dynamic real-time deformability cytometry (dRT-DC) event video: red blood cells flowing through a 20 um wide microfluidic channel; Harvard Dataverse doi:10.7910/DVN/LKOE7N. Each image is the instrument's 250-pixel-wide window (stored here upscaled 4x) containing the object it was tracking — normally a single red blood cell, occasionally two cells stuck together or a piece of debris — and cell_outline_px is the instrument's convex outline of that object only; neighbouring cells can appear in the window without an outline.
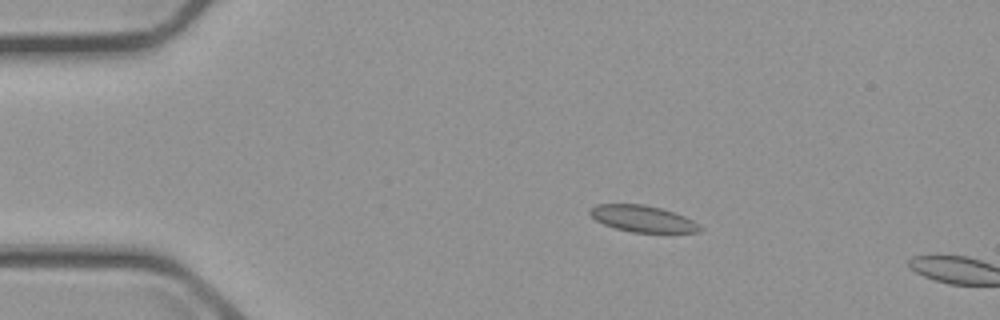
{"species": "common noctule bat (a hibernating species)", "species_latin": "Nyctalus noctula", "temperature_condition": "cold", "stored_images_in_passage": 3, "camera_frame_rate_fps": 3000, "um_per_image_px": 0.085, "animal": {"sex": "male", "body_mass_g": 23.1, "forearm_length_mm": 52.7}, "frame": {"image": 1, "passage_image": 2, "time_ms": 1.667, "image_size_px": [1000, 320], "cell_outline_px": [[704, 228], [700, 232], [632, 232], [616, 228], [604, 224], [596, 220], [588, 212], [596, 204], [644, 204], [660, 208], [684, 216], [692, 220]], "centroid_in_image_um": [54.63, 18.59], "position_along_channel_um": 30.4, "area_um2": 16.76}}